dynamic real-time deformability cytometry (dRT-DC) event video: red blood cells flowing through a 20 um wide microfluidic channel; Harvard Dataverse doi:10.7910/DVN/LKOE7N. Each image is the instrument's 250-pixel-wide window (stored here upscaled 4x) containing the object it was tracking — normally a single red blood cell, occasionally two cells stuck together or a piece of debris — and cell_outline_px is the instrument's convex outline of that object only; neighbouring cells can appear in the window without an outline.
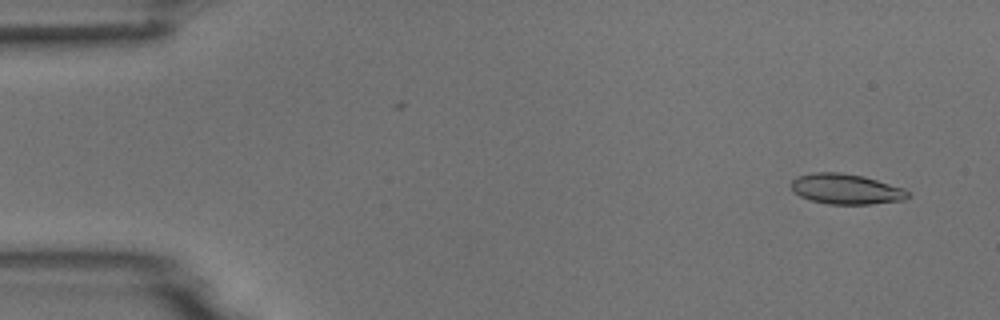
{"species": "common noctule bat (a hibernating species)", "species_latin": "Nyctalus noctula", "temperature_condition": "room temperature", "stored_images_in_passage": 4, "camera_frame_rate_fps": 3000, "um_per_image_px": 0.085, "animal": {"sex": "male", "body_mass_g": 18.8}, "frame": {"image": 1, "passage_image": 4, "time_ms": 4.333, "image_size_px": [1000, 320], "cell_outline_px": [[912, 196], [904, 200], [872, 204], [828, 204], [812, 200], [800, 196], [792, 188], [792, 180], [796, 176], [812, 172], [840, 172], [864, 176], [904, 188]], "centroid_in_image_um": [71.94, 16.06], "position_along_channel_um": 13.1, "area_um2": 20.69}}